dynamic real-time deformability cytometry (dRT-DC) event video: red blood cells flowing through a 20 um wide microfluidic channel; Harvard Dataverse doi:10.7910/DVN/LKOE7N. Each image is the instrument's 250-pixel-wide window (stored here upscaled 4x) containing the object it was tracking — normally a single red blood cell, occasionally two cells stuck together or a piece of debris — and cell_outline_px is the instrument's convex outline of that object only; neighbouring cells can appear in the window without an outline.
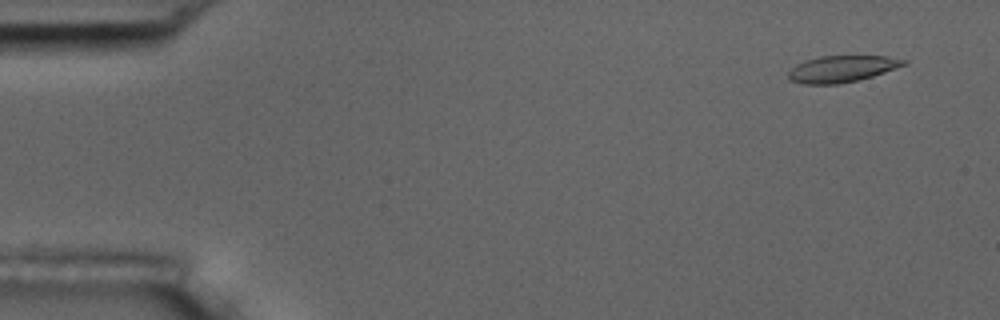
{"species": "common noctule bat (a hibernating species)", "species_latin": "Nyctalus noctula", "temperature_condition": "room temperature", "stored_images_in_passage": 5, "segment_of_instrument_passage": [1, 2], "camera_frame_rate_fps": 3000, "um_per_image_px": 0.085, "animal": {"sex": "male", "body_mass_g": 17.5, "forearm_length_mm": 52.3}, "frame": {"image": 1, "passage_image": 1, "time_ms": 0.0, "image_size_px": [1000, 320], "cell_outline_px": [[908, 64], [872, 76], [856, 80], [836, 84], [804, 84], [788, 80], [788, 72], [796, 64], [804, 60], [820, 56], [888, 56], [908, 60]], "centroid_in_image_um": [71.55, 5.84], "position_along_channel_um": 13.5, "area_um2": 17.86}}
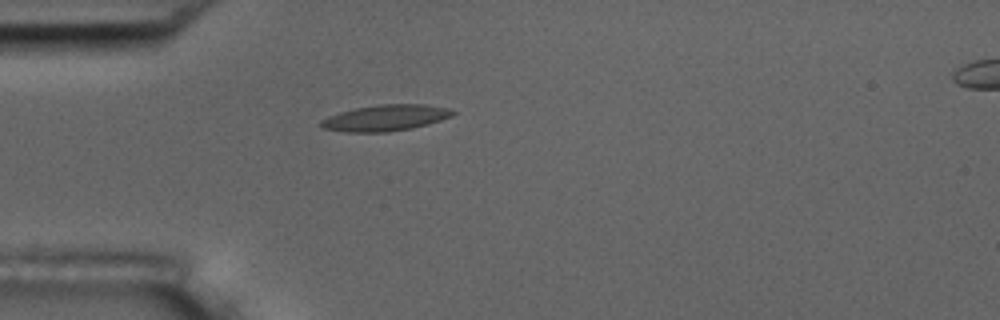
{"frame": {"image": 2, "passage_image": 4, "time_ms": 4.0, "image_size_px": [1000, 320], "cell_outline_px": [[456, 112], [452, 116], [428, 124], [412, 128], [388, 132], [344, 132], [324, 128], [320, 124], [320, 120], [328, 116], [340, 112], [356, 108], [380, 104], [424, 104], [448, 108]], "centroid_in_image_um": [32.77, 10.02], "position_along_channel_um": 52.2, "area_um2": 20.0}}